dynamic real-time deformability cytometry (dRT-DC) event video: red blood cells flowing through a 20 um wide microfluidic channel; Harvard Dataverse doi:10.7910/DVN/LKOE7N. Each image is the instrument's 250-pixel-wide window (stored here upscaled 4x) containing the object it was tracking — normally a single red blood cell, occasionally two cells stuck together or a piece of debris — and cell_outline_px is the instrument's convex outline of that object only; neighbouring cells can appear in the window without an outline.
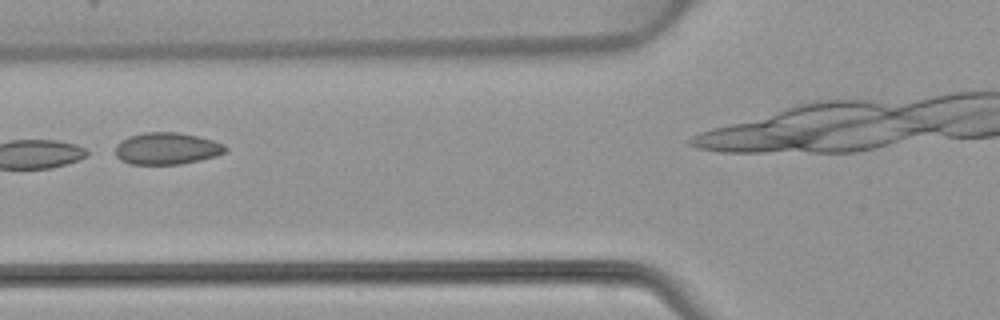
{"species": "common noctule bat (a hibernating species)", "species_latin": "Nyctalus noctula", "temperature_condition": "warm", "stored_images_in_passage": 4, "camera_frame_rate_fps": 3000, "um_per_image_px": 0.085, "animal": {"sex": "female", "body_mass_g": 22.7, "forearm_length_mm": 54.2}, "frame": {"image": 1, "passage_image": 3, "time_ms": 2.333, "image_size_px": [1000, 320], "cell_outline_px": [[228, 148], [224, 152], [216, 156], [200, 160], [180, 164], [128, 164], [120, 160], [116, 156], [116, 144], [120, 140], [128, 136], [144, 132], [176, 132], [196, 136], [212, 140], [224, 144]], "centroid_in_image_um": [14.14, 12.62], "position_along_channel_um": 111.7, "area_um2": 20.52}}